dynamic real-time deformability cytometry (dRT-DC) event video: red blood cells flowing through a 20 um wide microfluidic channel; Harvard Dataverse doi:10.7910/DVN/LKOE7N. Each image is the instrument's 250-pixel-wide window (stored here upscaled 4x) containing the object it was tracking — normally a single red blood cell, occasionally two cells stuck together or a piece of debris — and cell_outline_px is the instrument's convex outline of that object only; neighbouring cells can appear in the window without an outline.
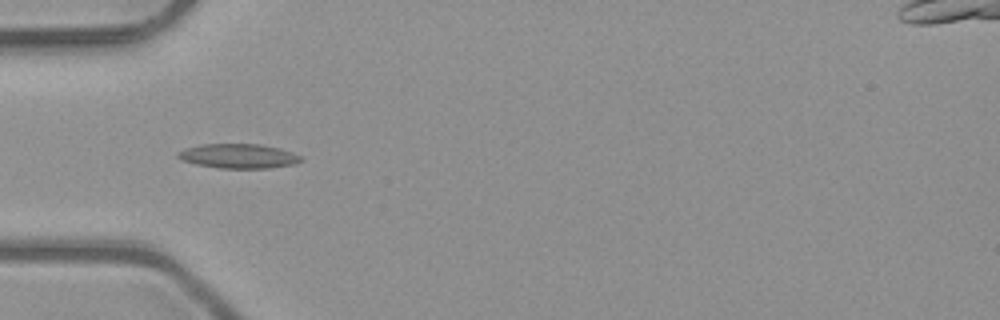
{"species": "common noctule bat (a hibernating species)", "species_latin": "Nyctalus noctula", "temperature_condition": "room temperature", "stored_images_in_passage": 7, "camera_frame_rate_fps": 3000, "um_per_image_px": 0.085, "animal": {"sex": "male", "body_mass_g": 23.1, "forearm_length_mm": 52.7}, "frame": {"image": 1, "passage_image": 5, "time_ms": 1.333, "image_size_px": [1000, 320], "cell_outline_px": [[304, 160], [296, 164], [268, 168], [220, 168], [196, 164], [180, 160], [176, 156], [176, 152], [184, 148], [204, 144], [260, 144], [280, 148], [292, 152], [300, 156]], "centroid_in_image_um": [20.26, 13.26], "position_along_channel_um": 64.7, "area_um2": 17.69}}
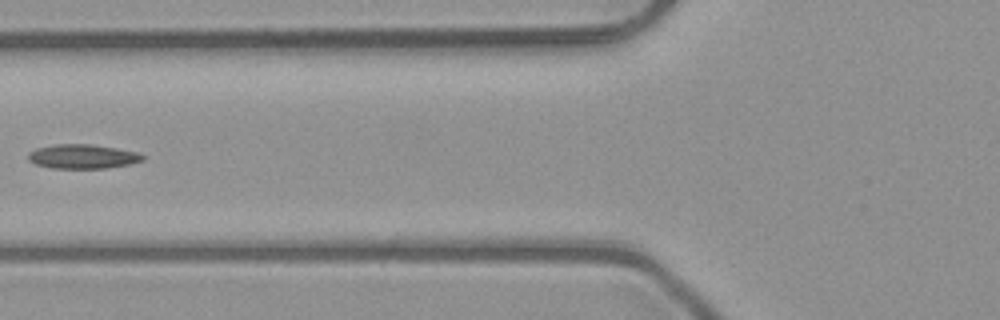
{"frame": {"image": 2, "passage_image": 6, "time_ms": 1.667, "image_size_px": [1000, 320], "cell_outline_px": [[144, 160], [128, 164], [108, 168], [52, 168], [36, 164], [28, 160], [28, 152], [36, 148], [56, 144], [92, 144], [140, 152], [144, 156]], "centroid_in_image_um": [7.03, 13.29], "position_along_channel_um": 118.8, "area_um2": 16.24}}
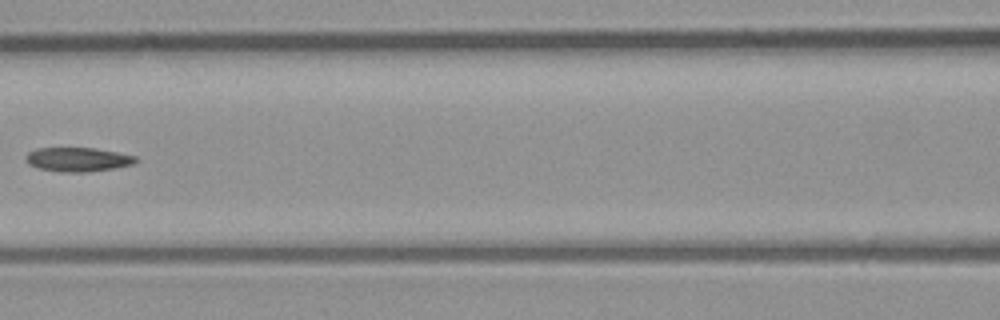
{"frame": {"image": 3, "passage_image": 7, "time_ms": 2.0, "image_size_px": [1000, 320], "cell_outline_px": [[136, 160], [132, 164], [112, 168], [88, 172], [64, 172], [40, 168], [28, 164], [24, 156], [28, 152], [36, 148], [96, 148], [136, 156]], "centroid_in_image_um": [6.57, 13.54], "position_along_channel_um": 160.0, "area_um2": 15.26}}